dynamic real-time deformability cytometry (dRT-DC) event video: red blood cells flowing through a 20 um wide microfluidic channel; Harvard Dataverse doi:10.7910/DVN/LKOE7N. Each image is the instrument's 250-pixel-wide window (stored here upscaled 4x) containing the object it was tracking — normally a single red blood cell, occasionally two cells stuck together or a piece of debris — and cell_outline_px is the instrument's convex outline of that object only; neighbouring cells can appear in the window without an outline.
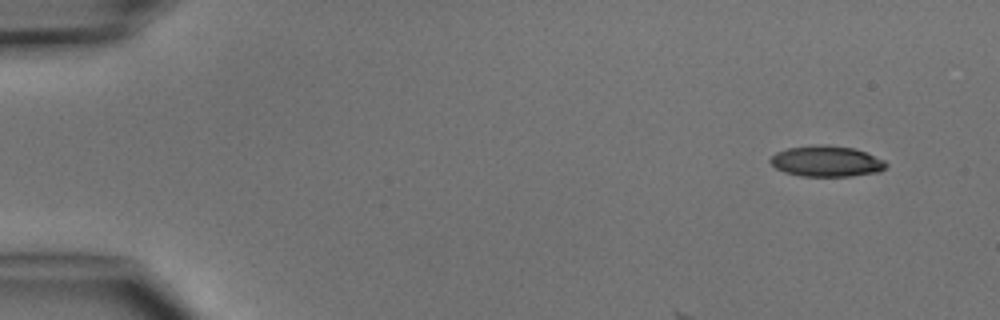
{"species": "common noctule bat (a hibernating species)", "species_latin": "Nyctalus noctula", "temperature_condition": "cold", "stored_images_in_passage": 5, "camera_frame_rate_fps": 3000, "um_per_image_px": 0.085, "animal": {"sex": "male", "body_mass_g": 15.6}, "frame": {"image": 1, "passage_image": 1, "time_ms": 0.0, "image_size_px": [1000, 320], "cell_outline_px": [[888, 164], [880, 172], [852, 176], [800, 176], [784, 172], [776, 168], [768, 160], [776, 152], [788, 148], [816, 144], [824, 144], [856, 148], [884, 160]], "centroid_in_image_um": [70.25, 13.7], "position_along_channel_um": 14.7, "area_um2": 20.98}}